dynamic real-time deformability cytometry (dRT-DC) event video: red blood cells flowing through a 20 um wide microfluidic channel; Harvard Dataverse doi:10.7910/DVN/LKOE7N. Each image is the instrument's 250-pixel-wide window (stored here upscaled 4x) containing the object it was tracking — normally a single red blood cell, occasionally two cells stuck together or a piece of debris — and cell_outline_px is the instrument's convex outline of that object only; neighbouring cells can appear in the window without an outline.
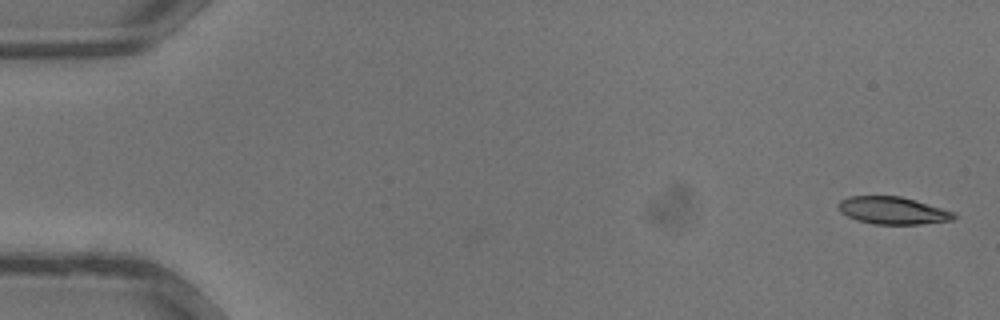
{"species": "common noctule bat (a hibernating species)", "species_latin": "Nyctalus noctula", "temperature_condition": "warm", "stored_images_in_passage": 35, "camera_frame_rate_fps": 3000, "um_per_image_px": 0.085, "animal": {"sex": "male", "body_mass_g": 13.3}, "frame": {"image": 1, "passage_image": 1, "time_ms": 0.0, "image_size_px": [1000, 320], "cell_outline_px": [[956, 216], [952, 220], [920, 224], [872, 224], [856, 220], [840, 212], [836, 204], [840, 200], [848, 196], [900, 196], [916, 200], [956, 212]], "centroid_in_image_um": [75.86, 17.89], "position_along_channel_um": 9.1, "area_um2": 18.61}}
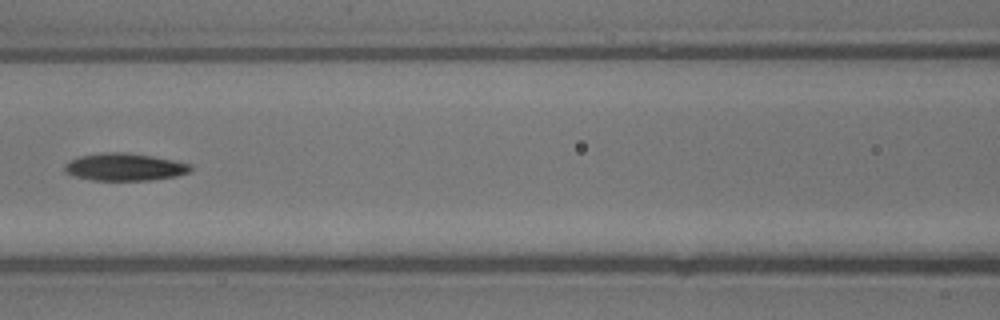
{"frame": {"image": 2, "passage_image": 16, "time_ms": 5.0, "image_size_px": [1000, 320], "cell_outline_px": [[192, 172], [176, 176], [152, 180], [92, 180], [72, 176], [64, 172], [64, 164], [68, 160], [80, 156], [104, 152], [124, 152], [152, 156], [192, 164]], "centroid_in_image_um": [10.57, 14.2], "position_along_channel_um": 156.0, "area_um2": 20.35}}
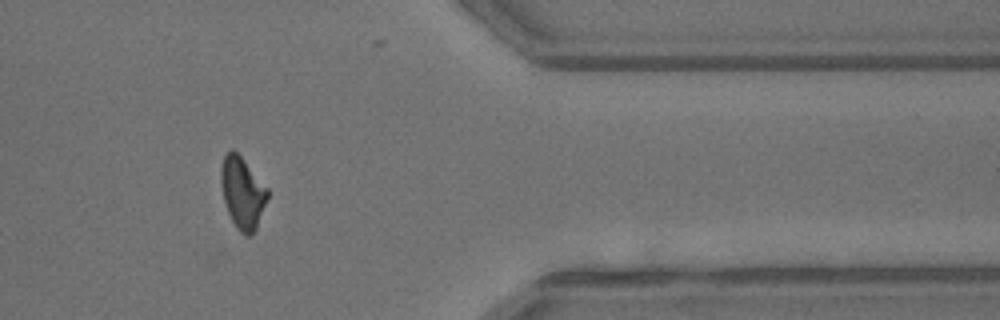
{"frame": {"image": 3, "passage_image": 29, "time_ms": 9.333, "image_size_px": [1000, 320], "cell_outline_px": [[268, 196], [256, 228], [248, 236], [244, 236], [236, 228], [228, 212], [224, 200], [220, 180], [220, 168], [224, 156], [232, 148], [240, 156], [268, 188]], "centroid_in_image_um": [20.59, 16.38], "position_along_channel_um": 390.8, "area_um2": 19.13}}